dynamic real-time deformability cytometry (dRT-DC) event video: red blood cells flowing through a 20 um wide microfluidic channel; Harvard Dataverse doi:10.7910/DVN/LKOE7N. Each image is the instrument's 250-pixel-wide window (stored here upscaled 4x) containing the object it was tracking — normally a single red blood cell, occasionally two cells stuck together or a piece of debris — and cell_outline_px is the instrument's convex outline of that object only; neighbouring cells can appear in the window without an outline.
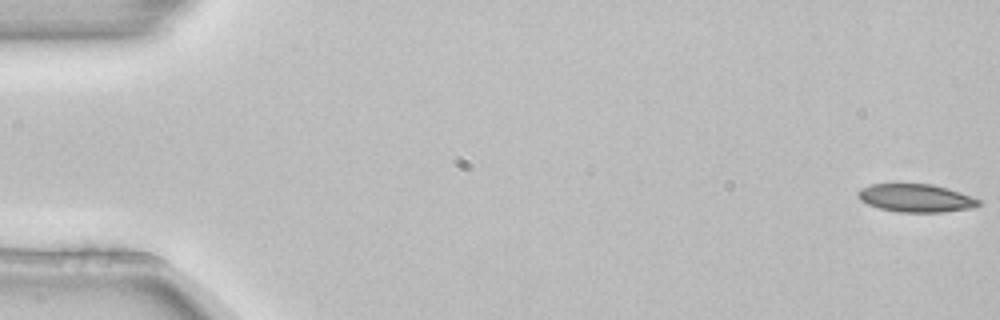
{"species": "common noctule bat (a hibernating species)", "species_latin": "Nyctalus noctula", "temperature_condition": "room temperature", "stored_images_in_passage": 4, "camera_frame_rate_fps": 3000, "um_per_image_px": 0.085, "animal": {"sex": "female", "body_mass_g": 22.7, "forearm_length_mm": 54.2}, "frame": {"image": 1, "passage_image": 1, "time_ms": 0.0, "image_size_px": [1000, 320], "cell_outline_px": [[984, 204], [972, 208], [944, 212], [896, 212], [880, 208], [868, 204], [860, 200], [856, 196], [856, 192], [860, 188], [872, 184], [932, 184], [948, 188], [984, 200]], "centroid_in_image_um": [77.9, 16.84], "position_along_channel_um": 7.1, "area_um2": 20.06}}
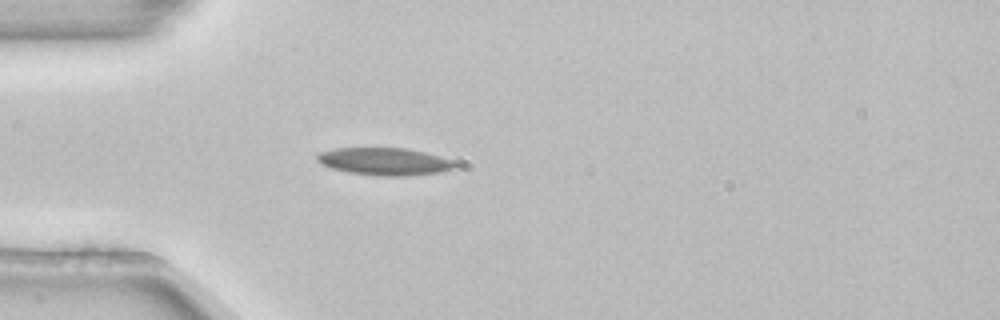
{"frame": {"image": 2, "passage_image": 4, "time_ms": 1.0, "image_size_px": [1000, 320], "cell_outline_px": [[456, 168], [440, 172], [408, 176], [380, 176], [348, 172], [332, 168], [320, 164], [316, 160], [316, 156], [320, 152], [336, 148], [408, 148], [440, 156], [452, 160], [456, 164]], "centroid_in_image_um": [32.68, 13.73], "position_along_channel_um": 52.3, "area_um2": 22.14}}